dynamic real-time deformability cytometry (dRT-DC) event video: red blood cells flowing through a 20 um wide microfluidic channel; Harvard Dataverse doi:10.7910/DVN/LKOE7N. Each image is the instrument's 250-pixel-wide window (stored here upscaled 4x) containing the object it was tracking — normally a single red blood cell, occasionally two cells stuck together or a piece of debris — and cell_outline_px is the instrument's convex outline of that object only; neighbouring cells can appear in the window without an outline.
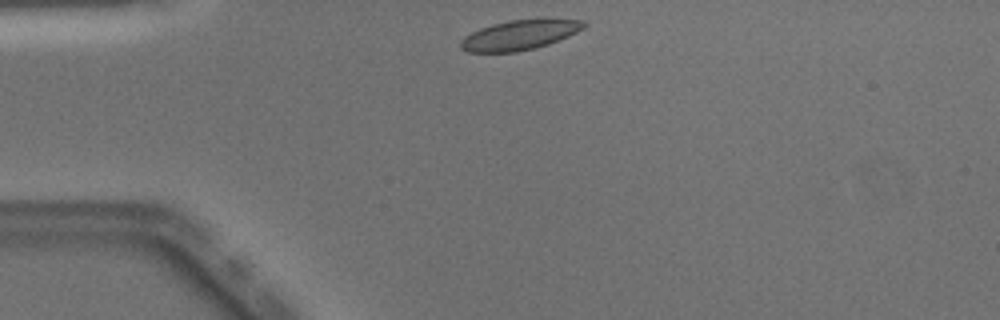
{"species": "Egyptian fruit bat (a non-hibernating species)", "species_latin": "Rousettus aegyptiacus", "temperature_condition": "warm", "stored_images_in_passage": 39, "camera_frame_rate_fps": 3000, "um_per_image_px": 0.085, "animal": {"sex": "male"}, "frame": {"image": 1, "passage_image": 1, "time_ms": 0.0, "image_size_px": [1000, 320], "cell_outline_px": [[588, 24], [584, 28], [568, 36], [548, 44], [536, 48], [516, 52], [468, 52], [460, 48], [460, 40], [464, 36], [480, 28], [492, 24], [508, 20], [584, 20]], "centroid_in_image_um": [44.12, 2.99], "position_along_channel_um": 40.9, "area_um2": 21.15}}
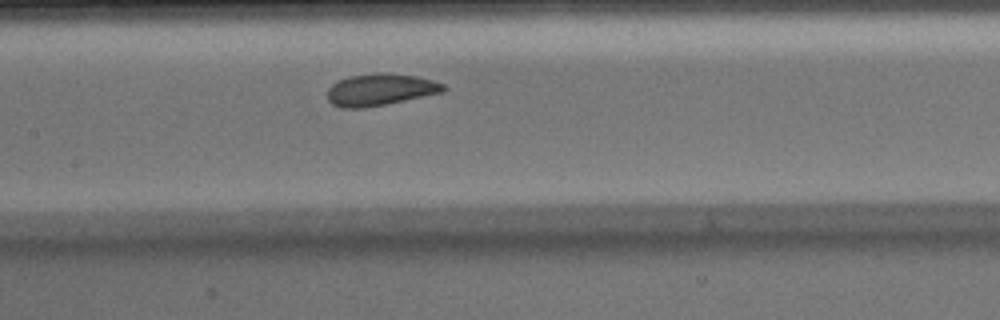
{"frame": {"image": 2, "passage_image": 13, "time_ms": 4.0, "image_size_px": [1000, 320], "cell_outline_px": [[448, 88], [440, 92], [404, 100], [364, 108], [344, 108], [332, 104], [328, 100], [328, 88], [332, 84], [348, 76], [380, 72], [384, 72], [416, 76], [432, 80], [444, 84]], "centroid_in_image_um": [32.29, 7.61], "position_along_channel_um": 175.1, "area_um2": 21.33}}
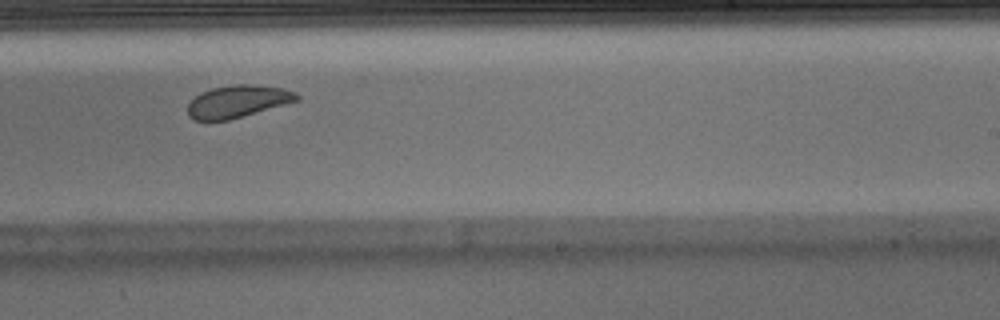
{"frame": {"image": 3, "passage_image": 20, "time_ms": 6.333, "image_size_px": [1000, 320], "cell_outline_px": [[300, 100], [228, 120], [192, 120], [188, 116], [188, 104], [200, 92], [212, 88], [232, 84], [248, 84], [280, 88], [296, 92], [300, 96]], "centroid_in_image_um": [20.19, 8.62], "position_along_channel_um": 268.8, "area_um2": 20.4}, "authors_computed_cell_mechanics": {"area_um2": 21.8484, "velocity_mm_per_s": 4.032, "shape_relaxation_time_tau1_ms": 2.9321, "shape_relaxation_time_tau2_ms": 1.2854, "deformation_change_tau1": 0.0906, "deformation_change_tau2": 0.0507}}